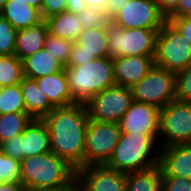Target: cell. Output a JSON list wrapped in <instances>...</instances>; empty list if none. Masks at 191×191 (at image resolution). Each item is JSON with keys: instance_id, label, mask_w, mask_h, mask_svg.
<instances>
[{"instance_id": "obj_1", "label": "cell", "mask_w": 191, "mask_h": 191, "mask_svg": "<svg viewBox=\"0 0 191 191\" xmlns=\"http://www.w3.org/2000/svg\"><path fill=\"white\" fill-rule=\"evenodd\" d=\"M50 136V151L74 169L84 167V149L89 114L83 103L55 107L42 118Z\"/></svg>"}, {"instance_id": "obj_2", "label": "cell", "mask_w": 191, "mask_h": 191, "mask_svg": "<svg viewBox=\"0 0 191 191\" xmlns=\"http://www.w3.org/2000/svg\"><path fill=\"white\" fill-rule=\"evenodd\" d=\"M20 172L29 191L57 190L76 180V169L51 151L21 160Z\"/></svg>"}, {"instance_id": "obj_3", "label": "cell", "mask_w": 191, "mask_h": 191, "mask_svg": "<svg viewBox=\"0 0 191 191\" xmlns=\"http://www.w3.org/2000/svg\"><path fill=\"white\" fill-rule=\"evenodd\" d=\"M159 155L160 146L153 134L121 132L106 165L124 173L144 171L159 164Z\"/></svg>"}, {"instance_id": "obj_4", "label": "cell", "mask_w": 191, "mask_h": 191, "mask_svg": "<svg viewBox=\"0 0 191 191\" xmlns=\"http://www.w3.org/2000/svg\"><path fill=\"white\" fill-rule=\"evenodd\" d=\"M71 96L85 104L93 95L115 85L112 58H97L84 65L64 67Z\"/></svg>"}, {"instance_id": "obj_5", "label": "cell", "mask_w": 191, "mask_h": 191, "mask_svg": "<svg viewBox=\"0 0 191 191\" xmlns=\"http://www.w3.org/2000/svg\"><path fill=\"white\" fill-rule=\"evenodd\" d=\"M154 65L174 73L191 65V44L169 21L157 32Z\"/></svg>"}, {"instance_id": "obj_6", "label": "cell", "mask_w": 191, "mask_h": 191, "mask_svg": "<svg viewBox=\"0 0 191 191\" xmlns=\"http://www.w3.org/2000/svg\"><path fill=\"white\" fill-rule=\"evenodd\" d=\"M159 30L125 29L113 22L107 27L108 57H154L155 39Z\"/></svg>"}, {"instance_id": "obj_7", "label": "cell", "mask_w": 191, "mask_h": 191, "mask_svg": "<svg viewBox=\"0 0 191 191\" xmlns=\"http://www.w3.org/2000/svg\"><path fill=\"white\" fill-rule=\"evenodd\" d=\"M158 143L160 148L191 144V102L173 100L160 109Z\"/></svg>"}, {"instance_id": "obj_8", "label": "cell", "mask_w": 191, "mask_h": 191, "mask_svg": "<svg viewBox=\"0 0 191 191\" xmlns=\"http://www.w3.org/2000/svg\"><path fill=\"white\" fill-rule=\"evenodd\" d=\"M121 130L119 123L88 120L84 167L89 165H104L111 159L118 143Z\"/></svg>"}, {"instance_id": "obj_9", "label": "cell", "mask_w": 191, "mask_h": 191, "mask_svg": "<svg viewBox=\"0 0 191 191\" xmlns=\"http://www.w3.org/2000/svg\"><path fill=\"white\" fill-rule=\"evenodd\" d=\"M175 73L154 65L131 89L134 101L159 109L175 100Z\"/></svg>"}, {"instance_id": "obj_10", "label": "cell", "mask_w": 191, "mask_h": 191, "mask_svg": "<svg viewBox=\"0 0 191 191\" xmlns=\"http://www.w3.org/2000/svg\"><path fill=\"white\" fill-rule=\"evenodd\" d=\"M132 102L130 88L114 85L93 95L85 105L90 119L119 123Z\"/></svg>"}, {"instance_id": "obj_11", "label": "cell", "mask_w": 191, "mask_h": 191, "mask_svg": "<svg viewBox=\"0 0 191 191\" xmlns=\"http://www.w3.org/2000/svg\"><path fill=\"white\" fill-rule=\"evenodd\" d=\"M112 22L125 29L160 30L167 22L159 5L149 0H131Z\"/></svg>"}, {"instance_id": "obj_12", "label": "cell", "mask_w": 191, "mask_h": 191, "mask_svg": "<svg viewBox=\"0 0 191 191\" xmlns=\"http://www.w3.org/2000/svg\"><path fill=\"white\" fill-rule=\"evenodd\" d=\"M103 57H108L107 27L83 29L72 45L66 67L84 65Z\"/></svg>"}, {"instance_id": "obj_13", "label": "cell", "mask_w": 191, "mask_h": 191, "mask_svg": "<svg viewBox=\"0 0 191 191\" xmlns=\"http://www.w3.org/2000/svg\"><path fill=\"white\" fill-rule=\"evenodd\" d=\"M79 191H125L126 173L104 165H89L76 170Z\"/></svg>"}, {"instance_id": "obj_14", "label": "cell", "mask_w": 191, "mask_h": 191, "mask_svg": "<svg viewBox=\"0 0 191 191\" xmlns=\"http://www.w3.org/2000/svg\"><path fill=\"white\" fill-rule=\"evenodd\" d=\"M159 113L156 106L134 101L119 121L121 132L153 134L158 139Z\"/></svg>"}, {"instance_id": "obj_15", "label": "cell", "mask_w": 191, "mask_h": 191, "mask_svg": "<svg viewBox=\"0 0 191 191\" xmlns=\"http://www.w3.org/2000/svg\"><path fill=\"white\" fill-rule=\"evenodd\" d=\"M115 85L131 88L154 66V57L124 56L113 59Z\"/></svg>"}, {"instance_id": "obj_16", "label": "cell", "mask_w": 191, "mask_h": 191, "mask_svg": "<svg viewBox=\"0 0 191 191\" xmlns=\"http://www.w3.org/2000/svg\"><path fill=\"white\" fill-rule=\"evenodd\" d=\"M158 165L162 176L191 179V144L160 148Z\"/></svg>"}, {"instance_id": "obj_17", "label": "cell", "mask_w": 191, "mask_h": 191, "mask_svg": "<svg viewBox=\"0 0 191 191\" xmlns=\"http://www.w3.org/2000/svg\"><path fill=\"white\" fill-rule=\"evenodd\" d=\"M50 152V136L43 119L33 118L21 134V160Z\"/></svg>"}, {"instance_id": "obj_18", "label": "cell", "mask_w": 191, "mask_h": 191, "mask_svg": "<svg viewBox=\"0 0 191 191\" xmlns=\"http://www.w3.org/2000/svg\"><path fill=\"white\" fill-rule=\"evenodd\" d=\"M35 81L54 108L77 103L71 96L64 69L57 73L39 77Z\"/></svg>"}, {"instance_id": "obj_19", "label": "cell", "mask_w": 191, "mask_h": 191, "mask_svg": "<svg viewBox=\"0 0 191 191\" xmlns=\"http://www.w3.org/2000/svg\"><path fill=\"white\" fill-rule=\"evenodd\" d=\"M48 26L43 20L35 26L17 30L14 55L20 60L44 48Z\"/></svg>"}, {"instance_id": "obj_20", "label": "cell", "mask_w": 191, "mask_h": 191, "mask_svg": "<svg viewBox=\"0 0 191 191\" xmlns=\"http://www.w3.org/2000/svg\"><path fill=\"white\" fill-rule=\"evenodd\" d=\"M0 15L16 30L35 26L43 21L40 10L25 2H6Z\"/></svg>"}, {"instance_id": "obj_21", "label": "cell", "mask_w": 191, "mask_h": 191, "mask_svg": "<svg viewBox=\"0 0 191 191\" xmlns=\"http://www.w3.org/2000/svg\"><path fill=\"white\" fill-rule=\"evenodd\" d=\"M20 87L26 113L32 118L42 119L54 109L35 80L24 78L20 83Z\"/></svg>"}, {"instance_id": "obj_22", "label": "cell", "mask_w": 191, "mask_h": 191, "mask_svg": "<svg viewBox=\"0 0 191 191\" xmlns=\"http://www.w3.org/2000/svg\"><path fill=\"white\" fill-rule=\"evenodd\" d=\"M22 61L24 77L32 80L60 72L64 69V66L44 48L27 56Z\"/></svg>"}, {"instance_id": "obj_23", "label": "cell", "mask_w": 191, "mask_h": 191, "mask_svg": "<svg viewBox=\"0 0 191 191\" xmlns=\"http://www.w3.org/2000/svg\"><path fill=\"white\" fill-rule=\"evenodd\" d=\"M45 21L49 34L73 43L83 30L82 22L78 19L77 14L68 11L50 16Z\"/></svg>"}, {"instance_id": "obj_24", "label": "cell", "mask_w": 191, "mask_h": 191, "mask_svg": "<svg viewBox=\"0 0 191 191\" xmlns=\"http://www.w3.org/2000/svg\"><path fill=\"white\" fill-rule=\"evenodd\" d=\"M162 171L159 165L144 171L126 173L125 191H161Z\"/></svg>"}, {"instance_id": "obj_25", "label": "cell", "mask_w": 191, "mask_h": 191, "mask_svg": "<svg viewBox=\"0 0 191 191\" xmlns=\"http://www.w3.org/2000/svg\"><path fill=\"white\" fill-rule=\"evenodd\" d=\"M33 118L27 113H7L0 115V143L21 135Z\"/></svg>"}, {"instance_id": "obj_26", "label": "cell", "mask_w": 191, "mask_h": 191, "mask_svg": "<svg viewBox=\"0 0 191 191\" xmlns=\"http://www.w3.org/2000/svg\"><path fill=\"white\" fill-rule=\"evenodd\" d=\"M23 61L14 54L0 56V85L20 84L24 79Z\"/></svg>"}, {"instance_id": "obj_27", "label": "cell", "mask_w": 191, "mask_h": 191, "mask_svg": "<svg viewBox=\"0 0 191 191\" xmlns=\"http://www.w3.org/2000/svg\"><path fill=\"white\" fill-rule=\"evenodd\" d=\"M7 113H26L20 84L4 87L0 93V115Z\"/></svg>"}, {"instance_id": "obj_28", "label": "cell", "mask_w": 191, "mask_h": 191, "mask_svg": "<svg viewBox=\"0 0 191 191\" xmlns=\"http://www.w3.org/2000/svg\"><path fill=\"white\" fill-rule=\"evenodd\" d=\"M82 22L83 29L108 27L112 23V18L106 9L86 7L77 14Z\"/></svg>"}, {"instance_id": "obj_29", "label": "cell", "mask_w": 191, "mask_h": 191, "mask_svg": "<svg viewBox=\"0 0 191 191\" xmlns=\"http://www.w3.org/2000/svg\"><path fill=\"white\" fill-rule=\"evenodd\" d=\"M73 42L47 34L44 49L52 54L64 67L68 64Z\"/></svg>"}, {"instance_id": "obj_30", "label": "cell", "mask_w": 191, "mask_h": 191, "mask_svg": "<svg viewBox=\"0 0 191 191\" xmlns=\"http://www.w3.org/2000/svg\"><path fill=\"white\" fill-rule=\"evenodd\" d=\"M0 183H21L20 160L0 149Z\"/></svg>"}, {"instance_id": "obj_31", "label": "cell", "mask_w": 191, "mask_h": 191, "mask_svg": "<svg viewBox=\"0 0 191 191\" xmlns=\"http://www.w3.org/2000/svg\"><path fill=\"white\" fill-rule=\"evenodd\" d=\"M17 30L0 15V56L14 54Z\"/></svg>"}, {"instance_id": "obj_32", "label": "cell", "mask_w": 191, "mask_h": 191, "mask_svg": "<svg viewBox=\"0 0 191 191\" xmlns=\"http://www.w3.org/2000/svg\"><path fill=\"white\" fill-rule=\"evenodd\" d=\"M175 100L191 102V65L175 73Z\"/></svg>"}, {"instance_id": "obj_33", "label": "cell", "mask_w": 191, "mask_h": 191, "mask_svg": "<svg viewBox=\"0 0 191 191\" xmlns=\"http://www.w3.org/2000/svg\"><path fill=\"white\" fill-rule=\"evenodd\" d=\"M161 191H191V179L175 176H162Z\"/></svg>"}, {"instance_id": "obj_34", "label": "cell", "mask_w": 191, "mask_h": 191, "mask_svg": "<svg viewBox=\"0 0 191 191\" xmlns=\"http://www.w3.org/2000/svg\"><path fill=\"white\" fill-rule=\"evenodd\" d=\"M67 0H42L41 15L45 20L50 16L66 11Z\"/></svg>"}, {"instance_id": "obj_35", "label": "cell", "mask_w": 191, "mask_h": 191, "mask_svg": "<svg viewBox=\"0 0 191 191\" xmlns=\"http://www.w3.org/2000/svg\"><path fill=\"white\" fill-rule=\"evenodd\" d=\"M0 149L12 158L21 161V135L12 137L0 143Z\"/></svg>"}, {"instance_id": "obj_36", "label": "cell", "mask_w": 191, "mask_h": 191, "mask_svg": "<svg viewBox=\"0 0 191 191\" xmlns=\"http://www.w3.org/2000/svg\"><path fill=\"white\" fill-rule=\"evenodd\" d=\"M167 21H169L191 44V20L184 16L177 18H167Z\"/></svg>"}, {"instance_id": "obj_37", "label": "cell", "mask_w": 191, "mask_h": 191, "mask_svg": "<svg viewBox=\"0 0 191 191\" xmlns=\"http://www.w3.org/2000/svg\"><path fill=\"white\" fill-rule=\"evenodd\" d=\"M131 0H107L106 10L113 19Z\"/></svg>"}, {"instance_id": "obj_38", "label": "cell", "mask_w": 191, "mask_h": 191, "mask_svg": "<svg viewBox=\"0 0 191 191\" xmlns=\"http://www.w3.org/2000/svg\"><path fill=\"white\" fill-rule=\"evenodd\" d=\"M191 11V0H180L177 8L167 18L184 17Z\"/></svg>"}, {"instance_id": "obj_39", "label": "cell", "mask_w": 191, "mask_h": 191, "mask_svg": "<svg viewBox=\"0 0 191 191\" xmlns=\"http://www.w3.org/2000/svg\"><path fill=\"white\" fill-rule=\"evenodd\" d=\"M180 0H159L158 5L161 12L168 17L178 6Z\"/></svg>"}, {"instance_id": "obj_40", "label": "cell", "mask_w": 191, "mask_h": 191, "mask_svg": "<svg viewBox=\"0 0 191 191\" xmlns=\"http://www.w3.org/2000/svg\"><path fill=\"white\" fill-rule=\"evenodd\" d=\"M87 6L85 0H67L66 11L75 14L81 13Z\"/></svg>"}, {"instance_id": "obj_41", "label": "cell", "mask_w": 191, "mask_h": 191, "mask_svg": "<svg viewBox=\"0 0 191 191\" xmlns=\"http://www.w3.org/2000/svg\"><path fill=\"white\" fill-rule=\"evenodd\" d=\"M0 191H29V190L21 182V183H0Z\"/></svg>"}, {"instance_id": "obj_42", "label": "cell", "mask_w": 191, "mask_h": 191, "mask_svg": "<svg viewBox=\"0 0 191 191\" xmlns=\"http://www.w3.org/2000/svg\"><path fill=\"white\" fill-rule=\"evenodd\" d=\"M85 2L91 8L106 9L107 0H85Z\"/></svg>"}, {"instance_id": "obj_43", "label": "cell", "mask_w": 191, "mask_h": 191, "mask_svg": "<svg viewBox=\"0 0 191 191\" xmlns=\"http://www.w3.org/2000/svg\"><path fill=\"white\" fill-rule=\"evenodd\" d=\"M6 2H25V4L33 6L41 12L42 0H7Z\"/></svg>"}, {"instance_id": "obj_44", "label": "cell", "mask_w": 191, "mask_h": 191, "mask_svg": "<svg viewBox=\"0 0 191 191\" xmlns=\"http://www.w3.org/2000/svg\"><path fill=\"white\" fill-rule=\"evenodd\" d=\"M46 191H79L77 180H75L72 184L67 187L57 189V190H46Z\"/></svg>"}, {"instance_id": "obj_45", "label": "cell", "mask_w": 191, "mask_h": 191, "mask_svg": "<svg viewBox=\"0 0 191 191\" xmlns=\"http://www.w3.org/2000/svg\"><path fill=\"white\" fill-rule=\"evenodd\" d=\"M7 0H0V12L3 10V7L5 5Z\"/></svg>"}, {"instance_id": "obj_46", "label": "cell", "mask_w": 191, "mask_h": 191, "mask_svg": "<svg viewBox=\"0 0 191 191\" xmlns=\"http://www.w3.org/2000/svg\"><path fill=\"white\" fill-rule=\"evenodd\" d=\"M185 17H186L187 19L191 20V11H190L188 14H186Z\"/></svg>"}, {"instance_id": "obj_47", "label": "cell", "mask_w": 191, "mask_h": 191, "mask_svg": "<svg viewBox=\"0 0 191 191\" xmlns=\"http://www.w3.org/2000/svg\"><path fill=\"white\" fill-rule=\"evenodd\" d=\"M3 88L4 87L2 85H0V93L2 92Z\"/></svg>"}, {"instance_id": "obj_48", "label": "cell", "mask_w": 191, "mask_h": 191, "mask_svg": "<svg viewBox=\"0 0 191 191\" xmlns=\"http://www.w3.org/2000/svg\"><path fill=\"white\" fill-rule=\"evenodd\" d=\"M149 1H153V2H155V3L158 4V1H159V0H149Z\"/></svg>"}]
</instances>
